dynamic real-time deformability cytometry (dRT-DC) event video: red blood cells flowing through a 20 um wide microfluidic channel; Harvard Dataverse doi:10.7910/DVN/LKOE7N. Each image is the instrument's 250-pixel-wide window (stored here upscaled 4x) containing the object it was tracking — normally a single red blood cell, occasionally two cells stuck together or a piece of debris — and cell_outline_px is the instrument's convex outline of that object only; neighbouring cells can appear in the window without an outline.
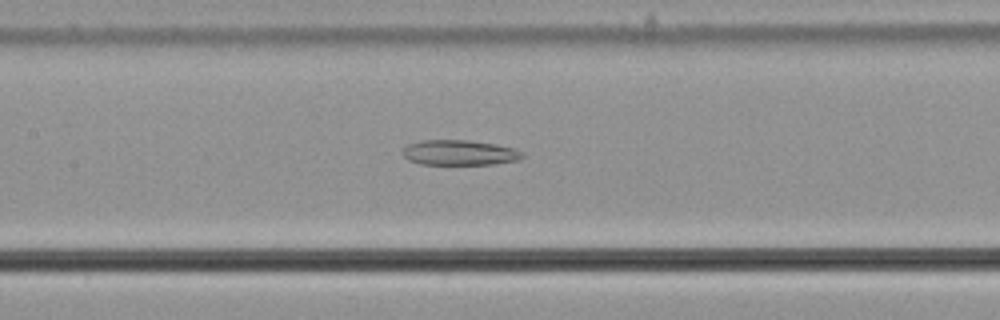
{"species": "common noctule bat (a hibernating species)", "species_latin": "Nyctalus noctula", "temperature_condition": "cold", "stored_images_in_passage": 41, "camera_frame_rate_fps": 3000, "um_per_image_px": 0.085, "animal": {"sex": "male", "body_mass_g": 21.5, "forearm_length_mm": 52.0}, "frame": {"image": 1, "passage_image": 18, "time_ms": 5.667, "image_size_px": [1000, 320], "cell_outline_px": [[524, 156], [520, 160], [492, 164], [420, 164], [408, 160], [404, 156], [404, 148], [408, 144], [424, 140], [468, 140], [496, 144], [512, 148], [524, 152]], "centroid_in_image_um": [39.09, 12.97], "position_along_channel_um": 168.3, "area_um2": 17.51}}
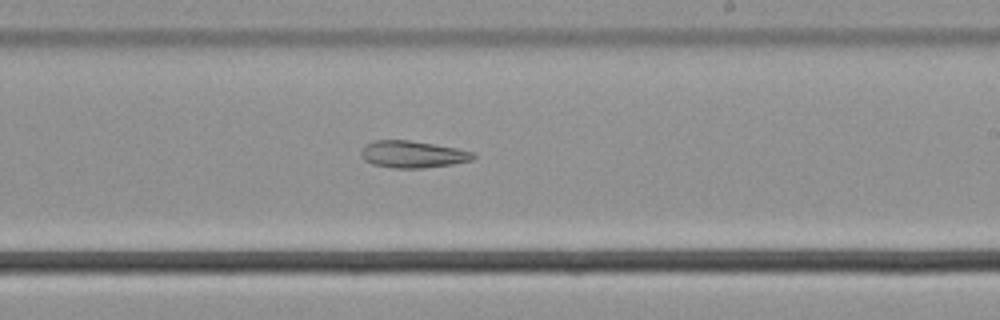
{"frame": {"image": 2, "passage_image": 25, "time_ms": 8.0, "image_size_px": [1000, 320], "cell_outline_px": [[476, 156], [472, 160], [452, 164], [424, 168], [392, 168], [372, 164], [364, 160], [360, 156], [360, 152], [364, 144], [376, 140], [408, 140], [456, 148], [472, 152]], "centroid_in_image_um": [35.02, 13.12], "position_along_channel_um": 254.0, "area_um2": 17.63}}
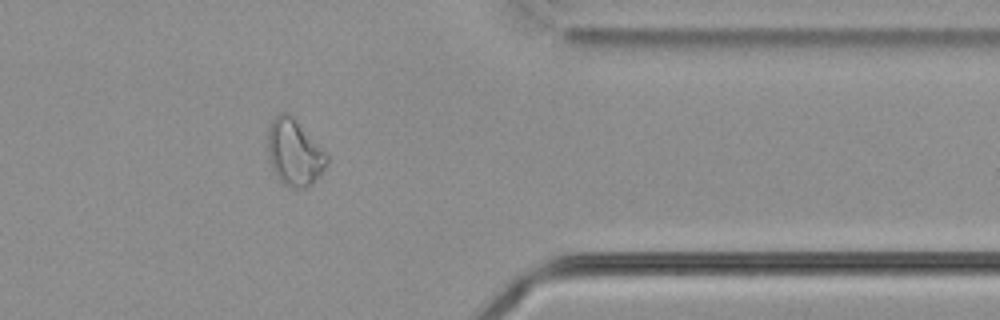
{"frame": {"image": 3, "passage_image": 37, "time_ms": 12.0, "image_size_px": [1000, 320], "cell_outline_px": [[328, 164], [312, 184], [308, 188], [292, 188], [284, 184], [276, 176], [272, 168], [268, 156], [268, 128], [276, 112], [288, 112], [328, 152]], "centroid_in_image_um": [25.03, 12.95], "position_along_channel_um": 386.4, "area_um2": 23.24}}